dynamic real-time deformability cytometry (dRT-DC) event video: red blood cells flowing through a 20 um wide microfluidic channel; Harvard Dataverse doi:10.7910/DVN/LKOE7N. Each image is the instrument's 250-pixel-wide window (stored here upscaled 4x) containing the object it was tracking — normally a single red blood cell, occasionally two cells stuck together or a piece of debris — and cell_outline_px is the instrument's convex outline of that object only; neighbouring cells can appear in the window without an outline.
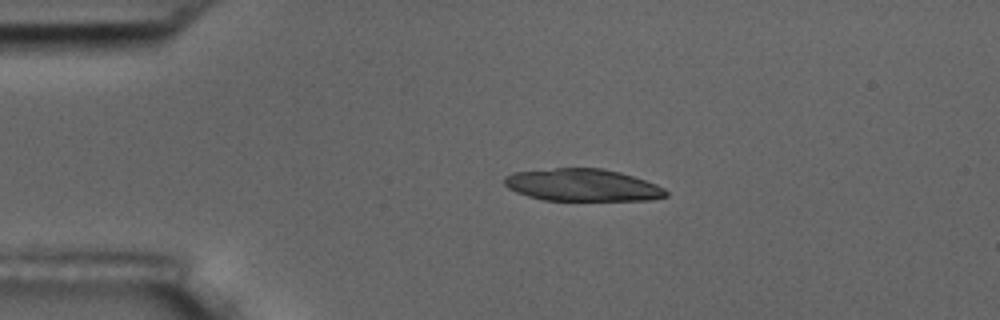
{"species": "common noctule bat (a hibernating species)", "species_latin": "Nyctalus noctula", "temperature_condition": "room temperature", "stored_images_in_passage": 4, "camera_frame_rate_fps": 3000, "um_per_image_px": 0.085, "animal": {"sex": "male", "body_mass_g": 17.5, "forearm_length_mm": 52.3}, "frame": {"image": 1, "passage_image": 3, "time_ms": 2.333, "image_size_px": [1000, 320], "cell_outline_px": [[668, 196], [652, 200], [544, 200], [528, 196], [516, 192], [508, 188], [504, 184], [504, 176], [512, 172], [556, 168], [604, 168], [620, 172], [656, 184], [664, 188], [668, 192]], "centroid_in_image_um": [49.5, 15.73], "position_along_channel_um": 35.5, "area_um2": 30.46}}